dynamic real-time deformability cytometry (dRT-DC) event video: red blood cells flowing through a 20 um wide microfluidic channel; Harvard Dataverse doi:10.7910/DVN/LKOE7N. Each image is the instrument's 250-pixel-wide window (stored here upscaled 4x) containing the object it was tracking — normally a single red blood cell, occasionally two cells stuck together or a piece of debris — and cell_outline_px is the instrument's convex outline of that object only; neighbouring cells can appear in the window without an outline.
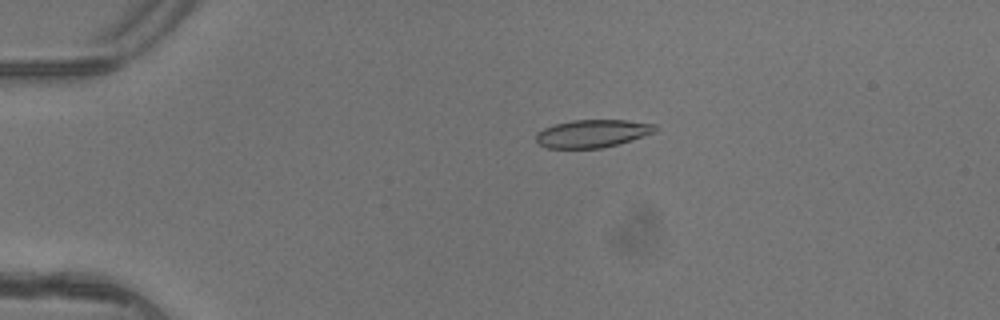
{"species": "common noctule bat (a hibernating species)", "species_latin": "Nyctalus noctula", "temperature_condition": "warm", "stored_images_in_passage": 5, "camera_frame_rate_fps": 3000, "um_per_image_px": 0.085, "animal": {"sex": "female"}, "frame": {"image": 1, "passage_image": 3, "time_ms": 0.667, "image_size_px": [1000, 320], "cell_outline_px": [[656, 132], [616, 144], [600, 148], [548, 148], [540, 144], [536, 140], [536, 132], [544, 128], [556, 124], [572, 120], [628, 120], [656, 124]], "centroid_in_image_um": [50.35, 11.34], "position_along_channel_um": 34.7, "area_um2": 19.13}}
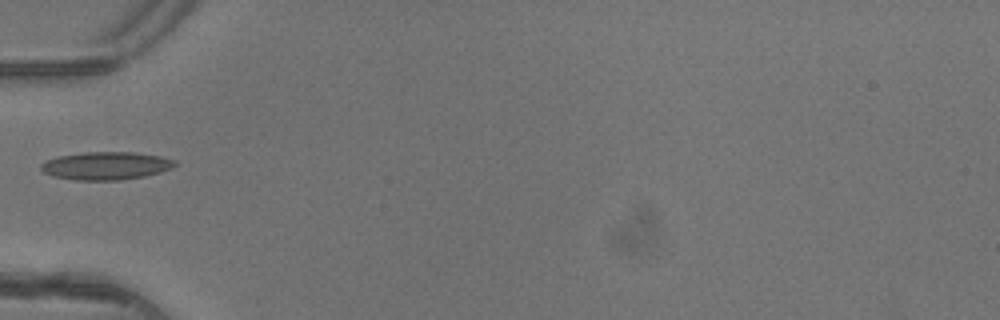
{"frame": {"image": 2, "passage_image": 5, "time_ms": 1.333, "image_size_px": [1000, 320], "cell_outline_px": [[176, 164], [172, 168], [160, 172], [144, 176], [120, 180], [76, 180], [52, 176], [44, 172], [40, 168], [40, 164], [44, 160], [56, 156], [84, 152], [136, 152], [160, 156], [176, 160]], "centroid_in_image_um": [8.98, 14.08], "position_along_channel_um": 76.0, "area_um2": 21.96}}